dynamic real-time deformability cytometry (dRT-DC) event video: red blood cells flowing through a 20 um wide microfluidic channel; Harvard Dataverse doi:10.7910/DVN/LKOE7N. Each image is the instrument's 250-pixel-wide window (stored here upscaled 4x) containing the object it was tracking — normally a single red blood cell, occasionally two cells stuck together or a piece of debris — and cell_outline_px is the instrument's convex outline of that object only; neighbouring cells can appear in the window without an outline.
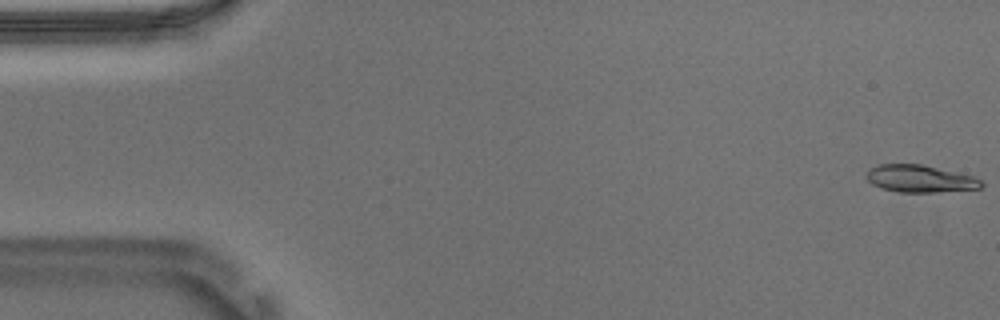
{"species": "Egyptian fruit bat (a non-hibernating species)", "species_latin": "Rousettus aegyptiacus", "temperature_condition": "warm", "stored_images_in_passage": 54, "camera_frame_rate_fps": 3000, "um_per_image_px": 0.085, "animal": {"sex": "male"}, "frame": {"image": 1, "passage_image": 1, "time_ms": 0.0, "image_size_px": [1000, 320], "cell_outline_px": [[984, 184], [980, 188], [936, 192], [900, 192], [880, 188], [872, 184], [864, 176], [872, 168], [880, 164], [920, 164], [972, 176], [980, 180]], "centroid_in_image_um": [78.17, 15.2], "position_along_channel_um": 6.8, "area_um2": 17.98}}
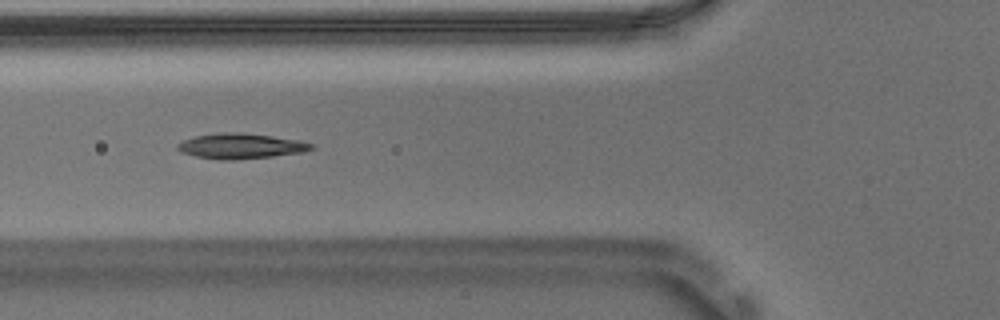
{"frame": {"image": 2, "passage_image": 20, "time_ms": 6.333, "image_size_px": [1000, 320], "cell_outline_px": [[316, 148], [304, 152], [272, 156], [232, 160], [220, 160], [196, 156], [180, 152], [176, 148], [176, 144], [184, 140], [196, 136], [224, 132], [240, 132], [272, 136], [300, 140], [312, 144]], "centroid_in_image_um": [20.47, 12.41], "position_along_channel_um": 105.3, "area_um2": 19.71}}
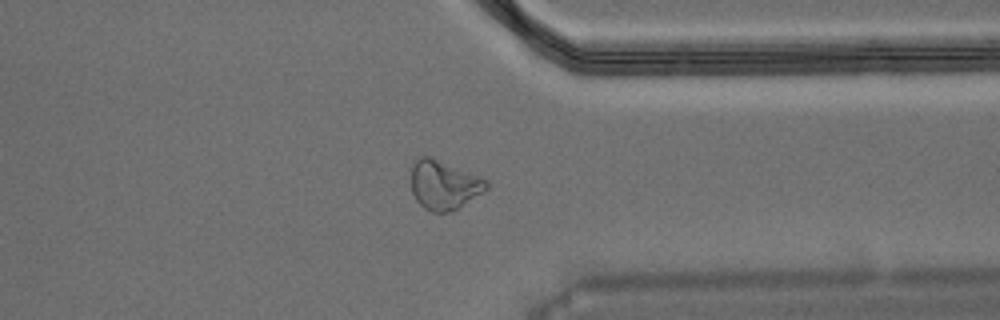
{"frame": {"image": 3, "passage_image": 42, "time_ms": 13.667, "image_size_px": [1000, 320], "cell_outline_px": [[488, 188], [456, 208], [448, 212], [432, 212], [424, 208], [416, 200], [412, 192], [412, 164], [420, 156], [432, 156], [480, 176], [488, 180]], "centroid_in_image_um": [37.72, 15.68], "position_along_channel_um": 373.7, "area_um2": 21.39}, "authors_computed_cell_mechanics": {"area_um2": 18.9584, "velocity_mm_per_s": 3.7076, "shape_relaxation_time_tau1_ms": 10.4461, "shape_relaxation_time_tau2_ms": 2.3318, "deformation_change_tau1": 0.2574, "deformation_change_tau2": 0.0895}}